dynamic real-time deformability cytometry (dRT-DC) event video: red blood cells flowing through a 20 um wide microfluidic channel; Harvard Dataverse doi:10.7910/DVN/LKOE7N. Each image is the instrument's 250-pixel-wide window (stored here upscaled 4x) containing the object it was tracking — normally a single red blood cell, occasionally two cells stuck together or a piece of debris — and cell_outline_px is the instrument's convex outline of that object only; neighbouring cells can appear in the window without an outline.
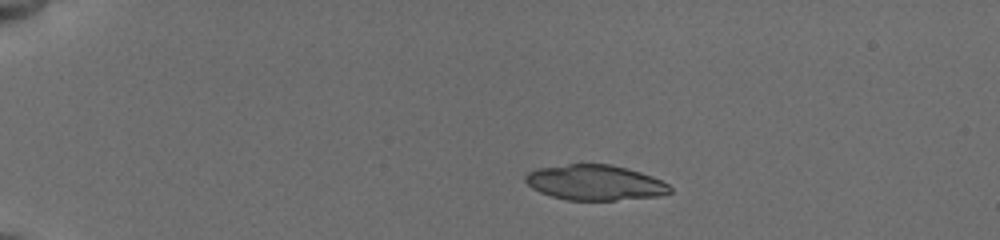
{"species": "common noctule bat (a hibernating species)", "species_latin": "Nyctalus noctula", "temperature_condition": "cold", "stored_images_in_passage": 46, "camera_frame_rate_fps": 3000, "um_per_image_px": 0.085, "animal": {"sex": "female", "body_mass_g": 19.5, "forearm_length_mm": 54.1}, "frame": {"image": 1, "passage_image": 1, "time_ms": 0.0, "image_size_px": [1000, 240], "cell_outline_px": [[672, 192], [656, 196], [616, 200], [568, 200], [552, 196], [540, 192], [532, 188], [524, 180], [524, 176], [528, 172], [536, 168], [568, 164], [608, 164], [640, 172], [652, 176], [668, 184], [672, 188]], "centroid_in_image_um": [50.54, 15.52], "position_along_channel_um": 34.5, "area_um2": 29.59}}